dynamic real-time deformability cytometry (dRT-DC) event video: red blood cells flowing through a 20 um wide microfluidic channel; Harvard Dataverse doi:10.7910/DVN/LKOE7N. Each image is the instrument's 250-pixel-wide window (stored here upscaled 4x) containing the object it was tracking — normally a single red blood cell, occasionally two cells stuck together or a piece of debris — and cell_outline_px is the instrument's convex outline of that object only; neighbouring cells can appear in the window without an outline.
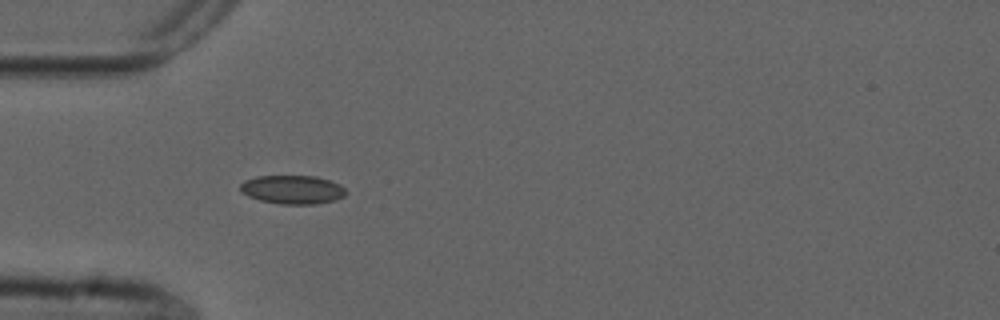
{"species": "common noctule bat (a hibernating species)", "species_latin": "Nyctalus noctula", "temperature_condition": "cold", "stored_images_in_passage": 29, "camera_frame_rate_fps": 3000, "um_per_image_px": 0.085, "animal": {"sex": "male", "forearm_length_mm": 52.5}, "frame": {"image": 1, "passage_image": 5, "time_ms": 1.333, "image_size_px": [1000, 320], "cell_outline_px": [[348, 192], [344, 196], [336, 200], [316, 204], [280, 204], [260, 200], [248, 196], [240, 192], [240, 184], [244, 180], [256, 176], [316, 176], [340, 184]], "centroid_in_image_um": [24.86, 16.12], "position_along_channel_um": 60.1, "area_um2": 17.8}}